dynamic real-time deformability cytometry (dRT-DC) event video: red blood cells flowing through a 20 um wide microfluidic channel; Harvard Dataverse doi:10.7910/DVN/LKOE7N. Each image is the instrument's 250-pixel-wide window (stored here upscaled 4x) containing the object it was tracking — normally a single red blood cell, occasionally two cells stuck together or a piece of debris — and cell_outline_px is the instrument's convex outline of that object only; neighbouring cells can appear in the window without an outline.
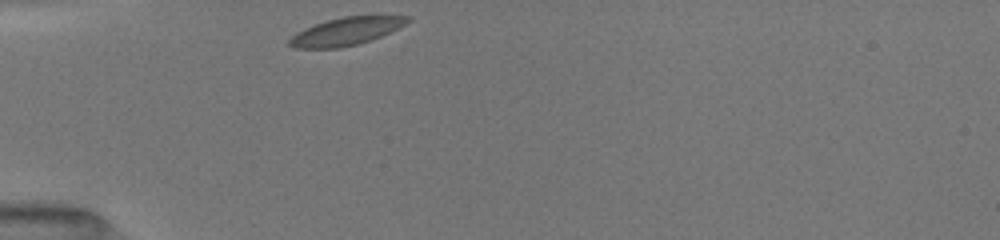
{"species": "common noctule bat (a hibernating species)", "species_latin": "Nyctalus noctula", "temperature_condition": "room temperature", "stored_images_in_passage": 29, "camera_frame_rate_fps": 3000, "um_per_image_px": 0.085, "animal": {"sex": "female", "body_mass_g": 19.5, "forearm_length_mm": 54.1}, "frame": {"image": 1, "passage_image": 1, "time_ms": 0.0, "image_size_px": [1000, 240], "cell_outline_px": [[412, 20], [372, 40], [360, 44], [340, 48], [292, 48], [288, 44], [288, 40], [296, 32], [304, 28], [328, 20], [344, 16], [412, 16]], "centroid_in_image_um": [29.38, 2.68], "position_along_channel_um": 55.6, "area_um2": 19.02}}
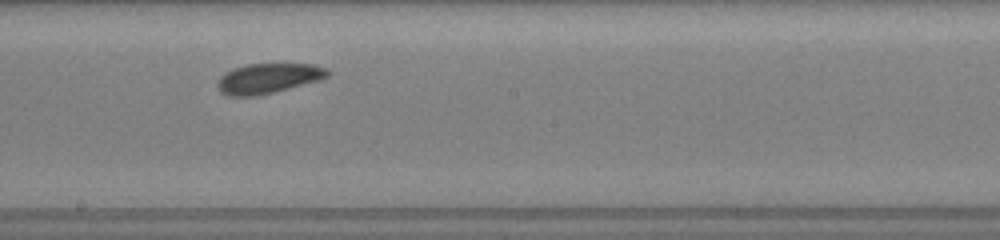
{"frame": {"image": 2, "passage_image": 15, "time_ms": 4.667, "image_size_px": [1000, 240], "cell_outline_px": [[332, 72], [328, 76], [320, 80], [256, 96], [228, 96], [220, 92], [216, 84], [220, 76], [224, 72], [232, 68], [248, 64], [312, 64], [324, 68]], "centroid_in_image_um": [22.75, 6.66], "position_along_channel_um": 225.4, "area_um2": 19.25}}
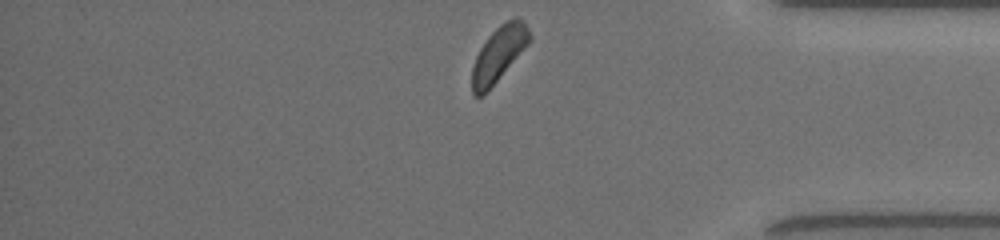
{"frame": {"image": 3, "passage_image": 29, "time_ms": 9.333, "image_size_px": [1000, 240], "cell_outline_px": [[532, 40], [484, 96], [472, 96], [472, 68], [476, 56], [480, 48], [488, 36], [500, 24], [516, 16], [524, 20], [532, 36]], "centroid_in_image_um": [42.41, 4.59], "position_along_channel_um": 392.8, "area_um2": 18.61}, "authors_computed_cell_mechanics": {"area_um2": 19.3052, "velocity_mm_per_s": 3.9383, "shape_relaxation_time_tau1_ms": 2.2123, "shape_relaxation_time_tau2_ms": 4.6672, "deformation_change_tau1": 0.0877, "deformation_change_tau2": 0.0885}}